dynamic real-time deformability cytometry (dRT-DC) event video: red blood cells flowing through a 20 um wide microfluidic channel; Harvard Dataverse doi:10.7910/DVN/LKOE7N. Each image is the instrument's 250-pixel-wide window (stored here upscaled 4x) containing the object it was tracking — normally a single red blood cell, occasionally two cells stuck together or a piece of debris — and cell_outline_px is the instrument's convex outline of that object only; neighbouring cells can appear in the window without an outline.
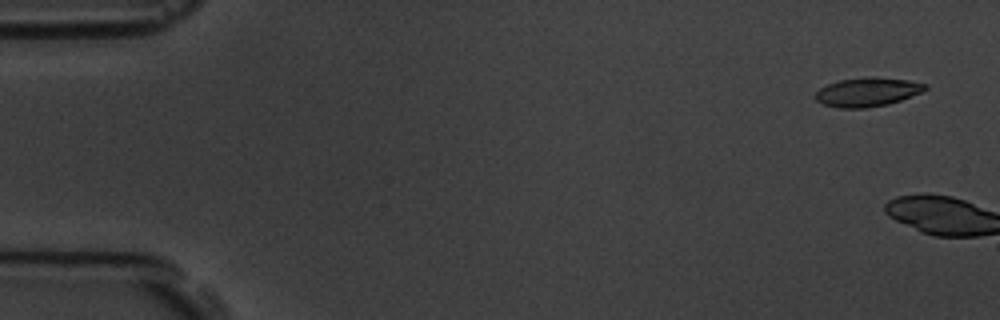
{"species": "common noctule bat (a hibernating species)", "species_latin": "Nyctalus noctula", "temperature_condition": "room temperature", "stored_images_in_passage": 16, "camera_frame_rate_fps": 3000, "um_per_image_px": 0.085, "animal": {"sex": "male", "body_mass_g": 19.5, "forearm_length_mm": 54.6}, "frame": {"image": 1, "passage_image": 1, "time_ms": 0.0, "image_size_px": [1000, 320], "cell_outline_px": [[928, 88], [920, 92], [900, 100], [888, 104], [864, 108], [840, 108], [824, 104], [816, 100], [812, 96], [820, 88], [828, 84], [840, 80], [872, 76], [876, 76], [908, 80], [928, 84]], "centroid_in_image_um": [73.72, 7.81], "position_along_channel_um": 11.3, "area_um2": 18.5}}
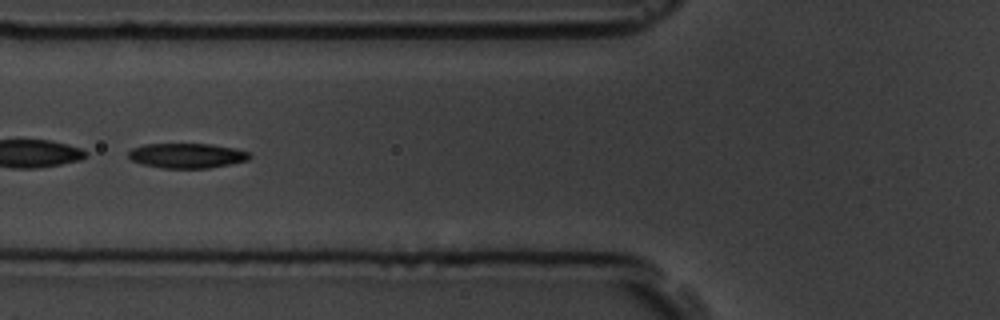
{"frame": {"image": 2, "passage_image": 7, "time_ms": 7.667, "image_size_px": [1000, 320], "cell_outline_px": [[252, 156], [248, 160], [208, 168], [160, 168], [144, 164], [132, 160], [128, 156], [128, 152], [132, 148], [144, 144], [212, 144], [232, 148], [248, 152]], "centroid_in_image_um": [15.87, 13.22], "position_along_channel_um": 109.9, "area_um2": 17.4}}
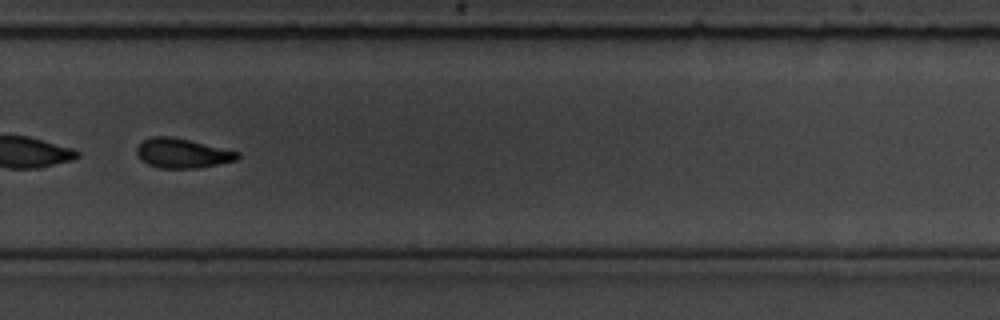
{"frame": {"image": 3, "passage_image": 12, "time_ms": 13.333, "image_size_px": [1000, 320], "cell_outline_px": [[240, 156], [236, 160], [196, 168], [160, 168], [148, 164], [140, 160], [136, 152], [136, 148], [144, 140], [152, 136], [168, 136], [188, 140], [240, 152]], "centroid_in_image_um": [15.47, 13.03], "position_along_channel_um": 314.3, "area_um2": 17.11}, "authors_computed_cell_mechanics": {"area_um2": 18.5827, "velocity_mm_per_s": 3.6133, "shape_relaxation_time_tau1_ms": 9.0791, "shape_relaxation_time_tau2_ms": 6.1283, "deformation_change_tau1": 0.2188, "deformation_change_tau2": 0.1396}}